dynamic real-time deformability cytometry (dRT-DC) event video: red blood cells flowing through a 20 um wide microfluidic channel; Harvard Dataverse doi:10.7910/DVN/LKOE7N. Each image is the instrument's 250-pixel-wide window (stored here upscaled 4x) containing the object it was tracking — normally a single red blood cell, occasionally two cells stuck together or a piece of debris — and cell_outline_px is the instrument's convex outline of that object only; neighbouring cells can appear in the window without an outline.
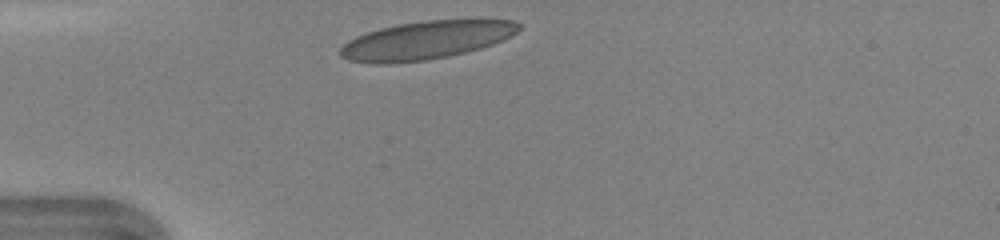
{"species": "human", "species_latin": "Homo sapiens", "temperature_condition": "warm", "stored_images_in_passage": 27, "camera_frame_rate_fps": 3000, "um_per_image_px": 0.085, "donor": {"sex": "female"}, "frame": {"image": 1, "passage_image": 1, "time_ms": 0.0, "image_size_px": [1000, 240], "cell_outline_px": [[520, 28], [512, 36], [504, 40], [480, 48], [448, 56], [428, 60], [388, 64], [372, 64], [348, 60], [340, 56], [340, 48], [348, 40], [356, 36], [380, 28], [400, 24], [424, 20], [476, 16], [488, 16], [512, 20], [520, 24]], "centroid_in_image_um": [36.32, 3.36], "position_along_channel_um": 48.7, "area_um2": 41.1}}
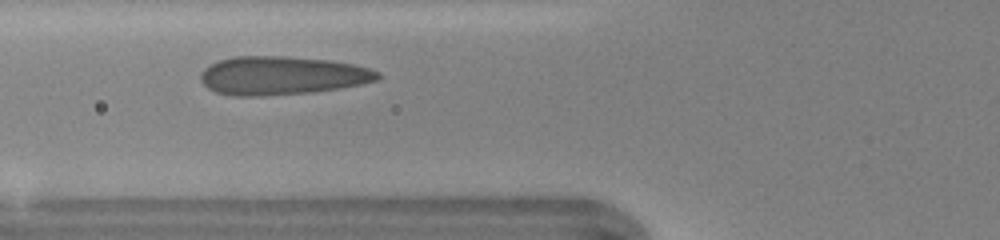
{"frame": {"image": 2, "passage_image": 6, "time_ms": 1.667, "image_size_px": [1000, 240], "cell_outline_px": [[380, 76], [376, 80], [360, 84], [340, 88], [312, 92], [260, 96], [232, 96], [216, 92], [208, 88], [200, 80], [200, 72], [204, 68], [220, 60], [232, 56], [288, 56], [328, 60], [352, 64], [368, 68], [380, 72]], "centroid_in_image_um": [23.93, 6.42], "position_along_channel_um": 101.9, "area_um2": 39.71}}
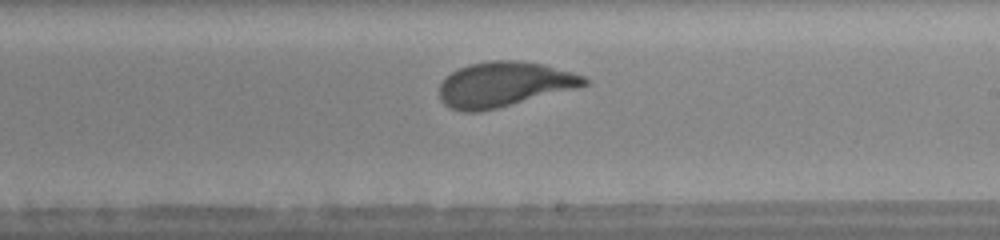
{"frame": {"image": 3, "passage_image": 16, "time_ms": 5.0, "image_size_px": [1000, 240], "cell_outline_px": [[588, 84], [576, 88], [480, 112], [464, 112], [452, 108], [444, 104], [440, 100], [440, 84], [452, 72], [460, 68], [472, 64], [488, 60], [520, 60], [544, 64], [572, 72], [584, 76], [588, 80]], "centroid_in_image_um": [42.85, 7.16], "position_along_channel_um": 246.2, "area_um2": 37.63}, "authors_computed_cell_mechanics": {"area_um2": 37.8012, "velocity_mm_per_s": 4.326, "shape_relaxation_time_tau1_ms": 3.2168, "shape_relaxation_time_tau2_ms": null, "deformation_change_tau1": 0.1526, "deformation_change_tau2": null}}